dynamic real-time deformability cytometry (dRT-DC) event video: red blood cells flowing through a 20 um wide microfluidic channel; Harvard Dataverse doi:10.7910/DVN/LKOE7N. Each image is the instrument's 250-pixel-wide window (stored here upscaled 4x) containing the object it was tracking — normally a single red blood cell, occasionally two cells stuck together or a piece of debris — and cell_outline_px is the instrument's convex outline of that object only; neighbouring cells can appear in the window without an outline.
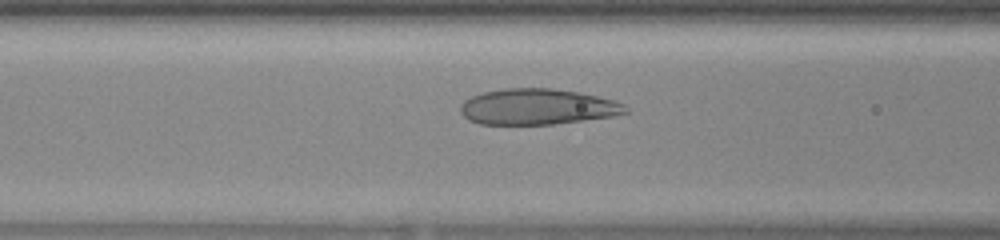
{"species": "human", "species_latin": "Homo sapiens", "temperature_condition": "warm", "stored_images_in_passage": 32, "camera_frame_rate_fps": 3000, "um_per_image_px": 0.085, "donor": {"sex": "female"}, "frame": {"image": 1, "passage_image": 8, "time_ms": 2.333, "image_size_px": [1000, 240], "cell_outline_px": [[628, 112], [612, 116], [552, 124], [480, 124], [464, 116], [460, 112], [460, 104], [464, 100], [472, 96], [484, 92], [504, 88], [552, 88], [576, 92], [596, 96], [612, 100], [624, 104], [628, 108]], "centroid_in_image_um": [45.66, 9.07], "position_along_channel_um": 120.9, "area_um2": 34.16}}
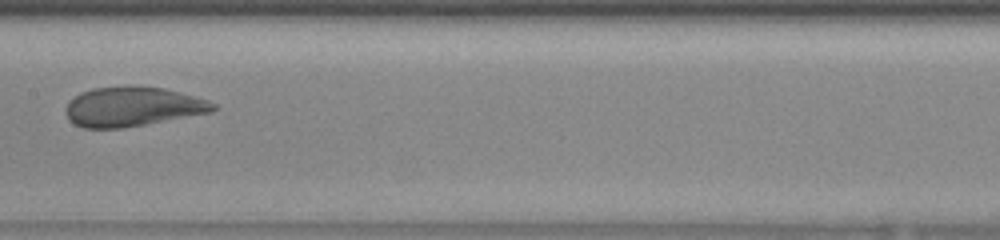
{"frame": {"image": 2, "passage_image": 13, "time_ms": 4.0, "image_size_px": [1000, 240], "cell_outline_px": [[216, 108], [212, 112], [144, 124], [120, 128], [84, 128], [68, 120], [68, 104], [80, 92], [96, 88], [164, 88], [208, 100], [216, 104]], "centroid_in_image_um": [11.3, 9.09], "position_along_channel_um": 196.1, "area_um2": 32.71}}
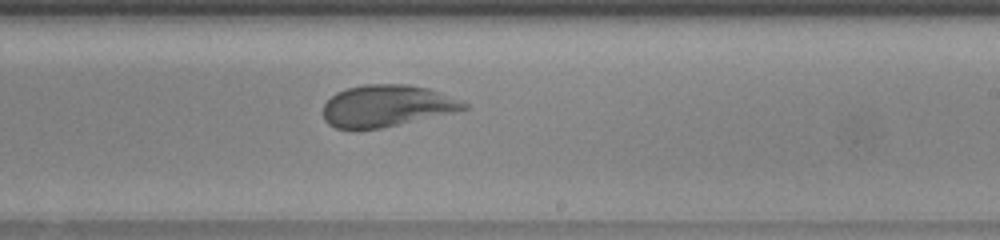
{"frame": {"image": 3, "passage_image": 17, "time_ms": 5.333, "image_size_px": [1000, 240], "cell_outline_px": [[468, 108], [452, 112], [380, 128], [356, 132], [352, 132], [336, 128], [328, 124], [324, 120], [324, 104], [336, 92], [348, 88], [364, 84], [408, 84], [428, 88], [440, 92], [460, 100], [468, 104]], "centroid_in_image_um": [32.8, 9.02], "position_along_channel_um": 256.2, "area_um2": 34.39}}